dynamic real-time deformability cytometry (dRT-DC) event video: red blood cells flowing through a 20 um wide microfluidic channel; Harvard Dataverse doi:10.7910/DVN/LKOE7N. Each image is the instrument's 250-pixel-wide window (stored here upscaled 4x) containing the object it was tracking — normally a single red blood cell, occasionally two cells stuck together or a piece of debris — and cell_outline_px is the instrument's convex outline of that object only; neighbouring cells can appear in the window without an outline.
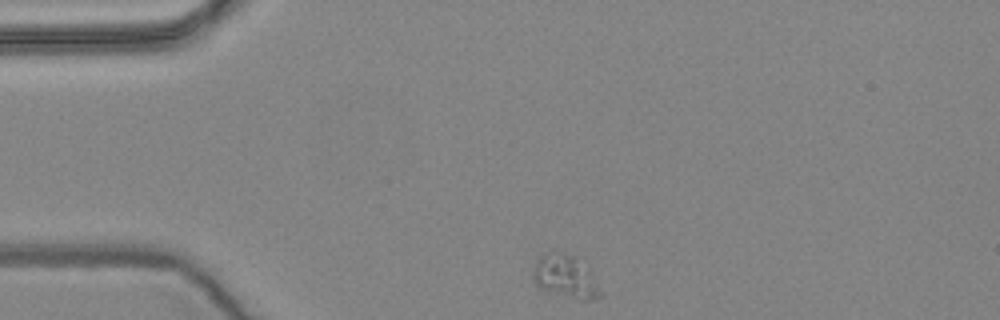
{"species": "common noctule bat (a hibernating species)", "species_latin": "Nyctalus noctula", "temperature_condition": "warm", "stored_images_in_passage": 48, "camera_frame_rate_fps": 3000, "um_per_image_px": 0.085, "animal": {"sex": "female", "body_mass_g": 24.6, "forearm_length_mm": 56.2}, "frame": {"image": 1, "passage_image": 1, "time_ms": 0.0, "image_size_px": [1000, 320], "cell_outline_px": [[604, 296], [592, 300], [580, 300], [544, 292], [536, 288], [532, 276], [532, 272], [540, 256], [544, 252], [556, 252], [576, 256], [604, 292]], "centroid_in_image_um": [48.03, 23.57], "position_along_channel_um": 37.0, "area_um2": 17.17}}
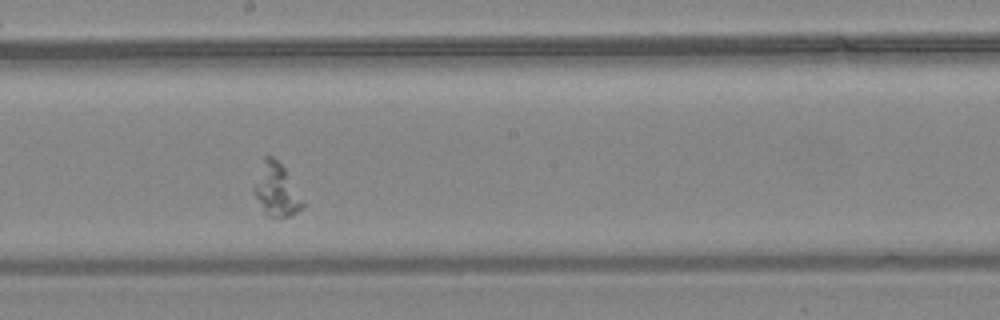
{"frame": {"image": 2, "passage_image": 21, "time_ms": 6.667, "image_size_px": [1000, 320], "cell_outline_px": [[304, 208], [288, 216], [268, 216], [252, 192], [252, 188], [264, 156], [272, 156], [284, 168], [304, 200]], "centroid_in_image_um": [23.49, 16.13], "position_along_channel_um": 224.7, "area_um2": 14.74}}
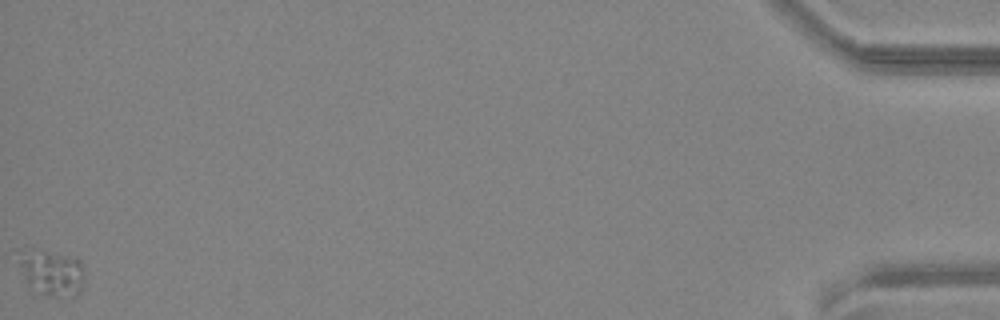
{"frame": {"image": 3, "passage_image": 48, "time_ms": 15.667, "image_size_px": [1000, 320], "cell_outline_px": [[84, 284], [76, 292], [60, 300], [32, 292], [28, 284], [20, 264], [20, 260], [36, 248], [76, 256], [80, 260], [84, 272]], "centroid_in_image_um": [4.49, 23.23], "position_along_channel_um": 430.7, "area_um2": 17.57}}